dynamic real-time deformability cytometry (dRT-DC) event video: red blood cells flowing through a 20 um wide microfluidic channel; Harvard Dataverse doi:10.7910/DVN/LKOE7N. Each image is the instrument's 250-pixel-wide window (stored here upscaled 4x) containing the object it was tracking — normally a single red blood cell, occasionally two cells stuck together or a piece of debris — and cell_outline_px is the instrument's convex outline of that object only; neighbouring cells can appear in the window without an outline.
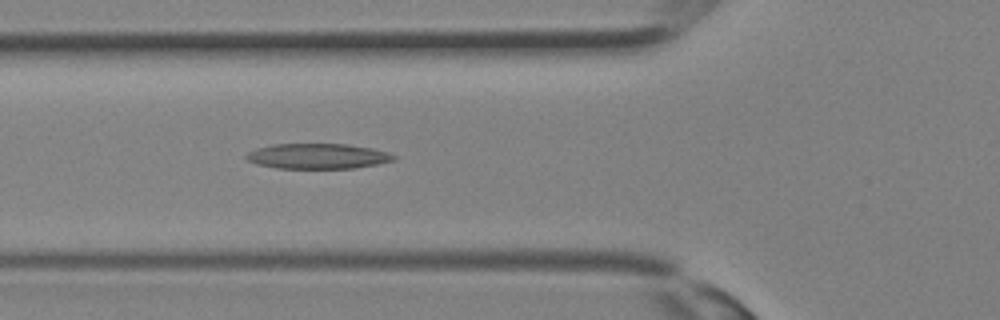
{"species": "Egyptian fruit bat (a non-hibernating species)", "species_latin": "Rousettus aegyptiacus", "temperature_condition": "room temperature", "stored_images_in_passage": 9, "camera_frame_rate_fps": 3000, "um_per_image_px": 0.085, "animal": {"sex": "female"}, "frame": {"image": 1, "passage_image": 9, "time_ms": 2.667, "image_size_px": [1000, 320], "cell_outline_px": [[396, 160], [356, 168], [276, 168], [256, 164], [248, 160], [244, 156], [248, 152], [256, 148], [272, 144], [348, 144], [372, 148], [388, 152], [396, 156]], "centroid_in_image_um": [27.0, 13.27], "position_along_channel_um": 98.8, "area_um2": 21.79}}